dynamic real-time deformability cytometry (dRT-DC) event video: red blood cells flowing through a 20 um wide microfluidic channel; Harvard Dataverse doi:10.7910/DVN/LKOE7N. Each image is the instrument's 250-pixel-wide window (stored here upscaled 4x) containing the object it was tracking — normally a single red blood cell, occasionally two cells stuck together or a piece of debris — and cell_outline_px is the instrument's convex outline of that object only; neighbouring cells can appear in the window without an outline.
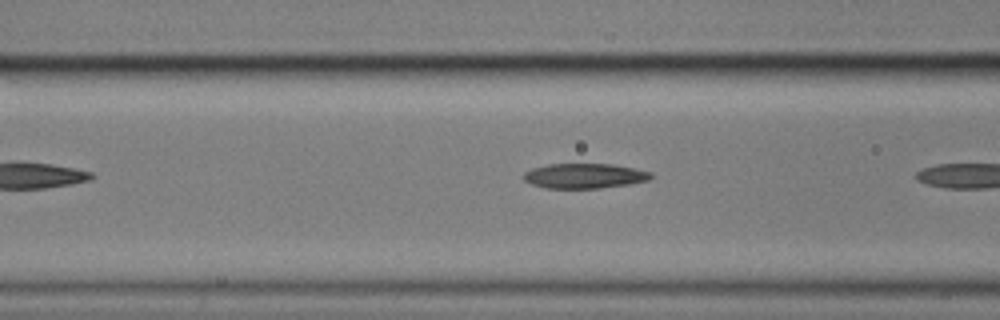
{"species": "common noctule bat (a hibernating species)", "species_latin": "Nyctalus noctula", "temperature_condition": "cold", "stored_images_in_passage": 7, "camera_frame_rate_fps": 3000, "um_per_image_px": 0.085, "animal": {"sex": "male", "body_mass_g": 17.9}, "frame": {"image": 1, "passage_image": 6, "time_ms": 1.667, "image_size_px": [1000, 320], "cell_outline_px": [[652, 176], [648, 180], [628, 184], [600, 188], [544, 188], [532, 184], [524, 180], [524, 172], [532, 168], [548, 164], [612, 164], [652, 172]], "centroid_in_image_um": [49.65, 14.95], "position_along_channel_um": 116.9, "area_um2": 18.38}}